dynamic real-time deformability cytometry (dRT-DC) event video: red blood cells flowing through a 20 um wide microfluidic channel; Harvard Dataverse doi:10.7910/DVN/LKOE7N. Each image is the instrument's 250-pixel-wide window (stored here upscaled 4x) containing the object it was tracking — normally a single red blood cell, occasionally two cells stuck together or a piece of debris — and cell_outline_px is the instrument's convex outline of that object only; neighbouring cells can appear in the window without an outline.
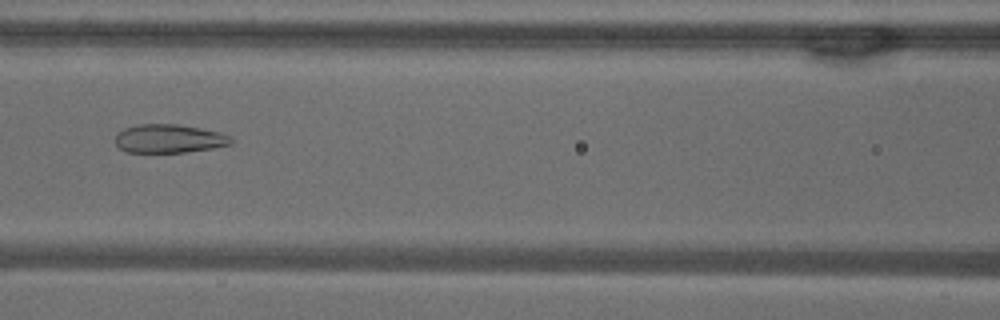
{"species": "common noctule bat (a hibernating species)", "species_latin": "Nyctalus noctula", "temperature_condition": "warm", "stored_images_in_passage": 28, "camera_frame_rate_fps": 3000, "um_per_image_px": 0.085, "animal": {"sex": "male", "body_mass_g": 18.8}, "frame": {"image": 1, "passage_image": 14, "time_ms": 4.333, "image_size_px": [1000, 320], "cell_outline_px": [[232, 144], [212, 148], [184, 152], [128, 152], [120, 148], [112, 140], [116, 132], [124, 128], [140, 124], [180, 124], [220, 132], [232, 136]], "centroid_in_image_um": [14.34, 11.77], "position_along_channel_um": 152.3, "area_um2": 19.48}}
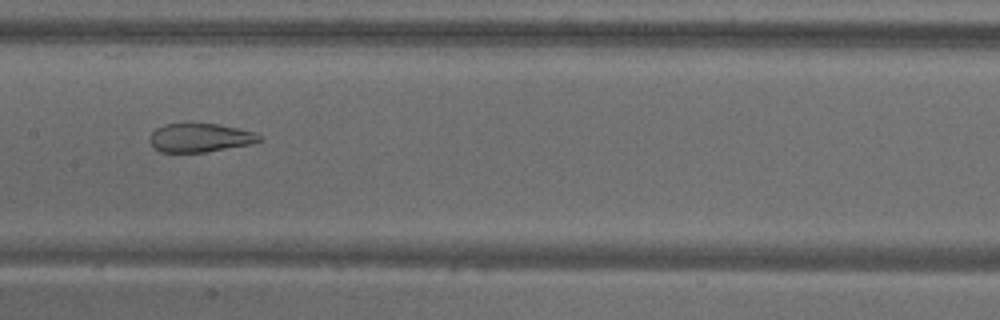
{"frame": {"image": 2, "passage_image": 17, "time_ms": 5.333, "image_size_px": [1000, 320], "cell_outline_px": [[264, 140], [252, 144], [204, 152], [160, 152], [148, 140], [148, 136], [156, 128], [164, 124], [192, 120], [220, 124], [256, 132], [264, 136]], "centroid_in_image_um": [17.02, 11.65], "position_along_channel_um": 190.4, "area_um2": 19.31}}